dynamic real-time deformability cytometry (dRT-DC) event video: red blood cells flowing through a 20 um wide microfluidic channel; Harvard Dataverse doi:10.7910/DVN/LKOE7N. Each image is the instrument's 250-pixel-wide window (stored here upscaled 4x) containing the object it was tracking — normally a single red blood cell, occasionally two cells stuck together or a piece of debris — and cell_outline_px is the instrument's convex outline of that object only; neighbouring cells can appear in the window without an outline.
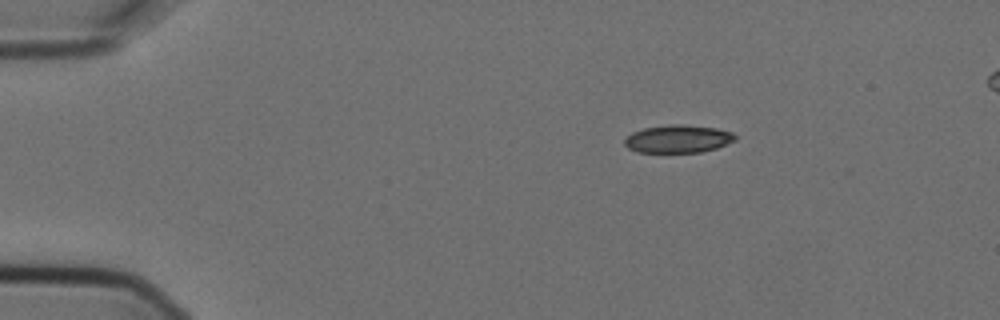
{"species": "Egyptian fruit bat (a non-hibernating species)", "species_latin": "Rousettus aegyptiacus", "temperature_condition": "cold", "stored_images_in_passage": 4, "camera_frame_rate_fps": 3000, "um_per_image_px": 0.085, "animal": {"sex": "female"}, "frame": {"image": 1, "passage_image": 1, "time_ms": 0.0, "image_size_px": [1000, 320], "cell_outline_px": [[736, 140], [716, 148], [700, 152], [636, 152], [628, 148], [624, 144], [624, 140], [632, 132], [644, 128], [672, 124], [684, 124], [716, 128], [732, 132], [736, 136]], "centroid_in_image_um": [57.63, 11.8], "position_along_channel_um": 27.4, "area_um2": 17.92}}